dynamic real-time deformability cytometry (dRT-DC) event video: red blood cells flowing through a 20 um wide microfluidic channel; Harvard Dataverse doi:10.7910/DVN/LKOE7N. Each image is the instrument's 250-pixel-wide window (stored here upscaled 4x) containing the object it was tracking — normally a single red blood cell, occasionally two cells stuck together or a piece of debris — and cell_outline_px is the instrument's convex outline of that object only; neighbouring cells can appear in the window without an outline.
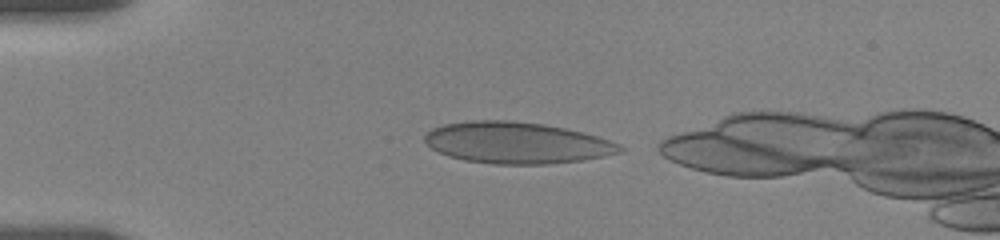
{"species": "human", "species_latin": "Homo sapiens", "temperature_condition": "room temperature", "stored_images_in_passage": 39, "camera_frame_rate_fps": 3000, "um_per_image_px": 0.085, "donor": {"sex": "female"}, "frame": {"image": 1, "passage_image": 3, "time_ms": 0.667, "image_size_px": [1000, 240], "cell_outline_px": [[612, 144], [608, 152], [596, 156], [576, 160], [540, 164], [504, 164], [468, 160], [452, 156], [440, 152], [432, 148], [424, 140], [424, 136], [428, 132], [436, 128], [448, 124], [488, 120], [540, 124], [580, 132], [604, 140]], "centroid_in_image_um": [43.69, 12.14], "position_along_channel_um": 41.3, "area_um2": 43.81}}
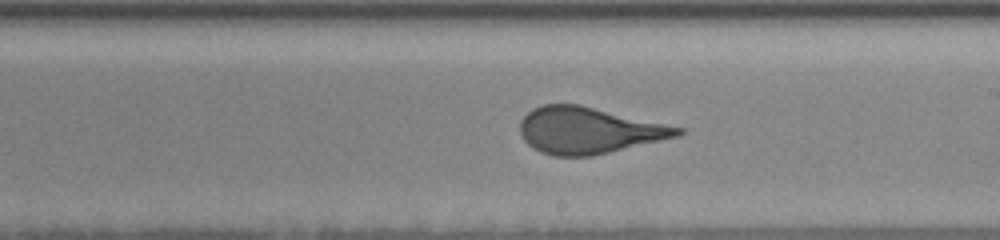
{"frame": {"image": 2, "passage_image": 22, "time_ms": 7.0, "image_size_px": [1000, 240], "cell_outline_px": [[684, 132], [672, 136], [588, 156], [556, 156], [544, 152], [528, 144], [524, 140], [520, 132], [520, 124], [524, 116], [528, 112], [544, 104], [576, 104], [684, 128]], "centroid_in_image_um": [49.94, 11.06], "position_along_channel_um": 239.1, "area_um2": 40.98}}
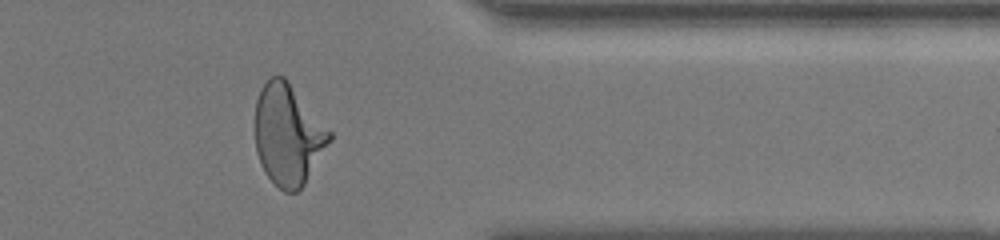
{"frame": {"image": 3, "passage_image": 35, "time_ms": 11.333, "image_size_px": [1000, 240], "cell_outline_px": [[332, 140], [304, 184], [296, 192], [284, 192], [268, 176], [260, 160], [256, 148], [256, 100], [264, 84], [272, 76], [284, 76], [332, 132]], "centroid_in_image_um": [24.51, 11.45], "position_along_channel_um": 386.9, "area_um2": 43.12}}